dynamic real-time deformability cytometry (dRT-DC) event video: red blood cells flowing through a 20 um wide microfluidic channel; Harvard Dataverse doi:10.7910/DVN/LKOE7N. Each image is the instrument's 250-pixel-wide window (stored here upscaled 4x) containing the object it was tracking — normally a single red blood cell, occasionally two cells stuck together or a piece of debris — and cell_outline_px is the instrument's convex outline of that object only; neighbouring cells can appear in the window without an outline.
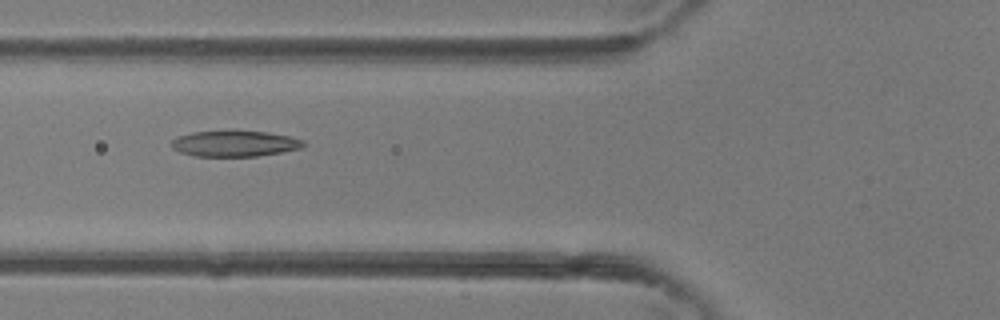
{"species": "common noctule bat (a hibernating species)", "species_latin": "Nyctalus noctula", "temperature_condition": "room temperature", "stored_images_in_passage": 39, "camera_frame_rate_fps": 3000, "um_per_image_px": 0.085, "animal": {"sex": "female"}, "frame": {"image": 1, "passage_image": 15, "time_ms": 4.667, "image_size_px": [1000, 320], "cell_outline_px": [[304, 144], [300, 148], [280, 152], [256, 156], [196, 156], [180, 152], [172, 148], [172, 140], [176, 136], [192, 132], [268, 132], [292, 136], [304, 140]], "centroid_in_image_um": [19.94, 12.21], "position_along_channel_um": 105.9, "area_um2": 19.54}}
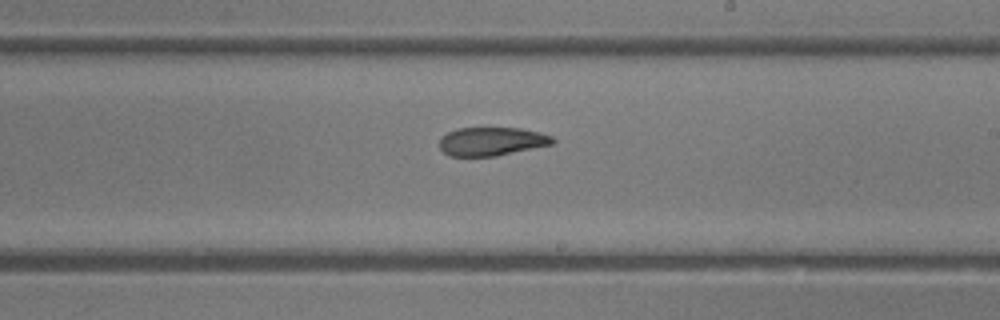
{"frame": {"image": 2, "passage_image": 23, "time_ms": 7.333, "image_size_px": [1000, 320], "cell_outline_px": [[556, 140], [552, 144], [496, 156], [448, 156], [440, 148], [440, 136], [456, 128], [520, 128], [540, 132], [552, 136]], "centroid_in_image_um": [41.77, 12.01], "position_along_channel_um": 247.2, "area_um2": 18.84}}
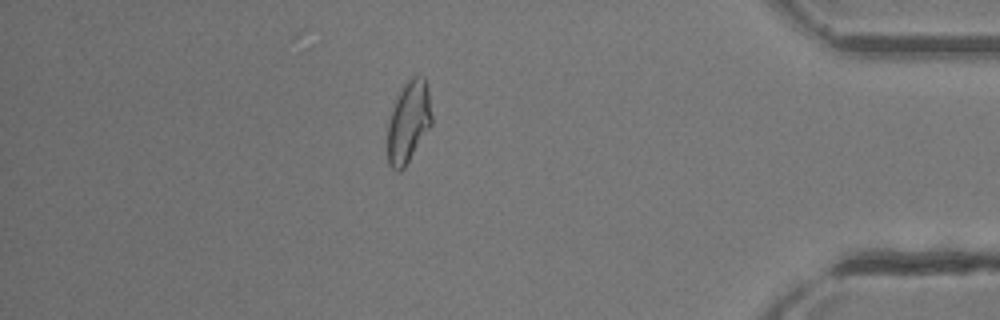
{"frame": {"image": 3, "passage_image": 34, "time_ms": 11.0, "image_size_px": [1000, 320], "cell_outline_px": [[432, 124], [404, 168], [400, 172], [396, 172], [388, 164], [388, 124], [392, 108], [396, 96], [404, 84], [412, 76], [424, 76], [428, 92], [432, 116]], "centroid_in_image_um": [34.71, 10.37], "position_along_channel_um": 400.5, "area_um2": 20.98}}